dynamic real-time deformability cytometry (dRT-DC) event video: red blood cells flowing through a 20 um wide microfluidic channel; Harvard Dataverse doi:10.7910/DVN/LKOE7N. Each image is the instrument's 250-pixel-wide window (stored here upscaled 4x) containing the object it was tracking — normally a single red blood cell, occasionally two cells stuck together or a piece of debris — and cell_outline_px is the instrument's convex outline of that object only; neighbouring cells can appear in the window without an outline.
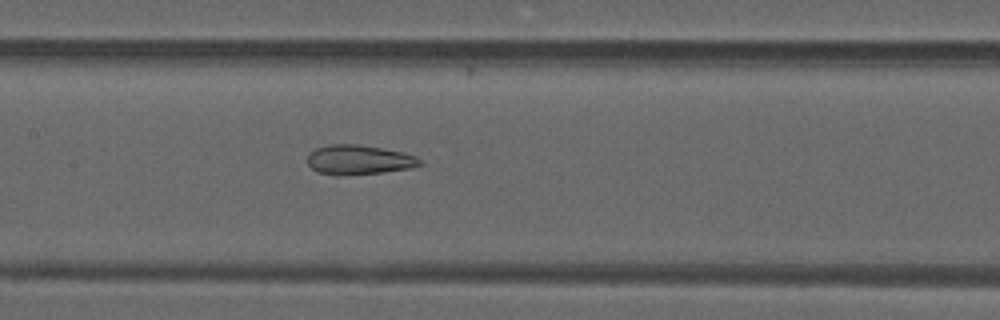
{"species": "common noctule bat (a hibernating species)", "species_latin": "Nyctalus noctula", "temperature_condition": "warm", "stored_images_in_passage": 29, "camera_frame_rate_fps": 3000, "um_per_image_px": 0.085, "animal": {"sex": "male", "forearm_length_mm": 52.5}, "frame": {"image": 1, "passage_image": 11, "time_ms": 3.333, "image_size_px": [1000, 320], "cell_outline_px": [[424, 164], [408, 168], [380, 172], [340, 176], [336, 176], [320, 172], [312, 168], [308, 164], [308, 152], [316, 148], [332, 144], [360, 144], [404, 152], [416, 156]], "centroid_in_image_um": [30.49, 13.57], "position_along_channel_um": 176.9, "area_um2": 19.36}}
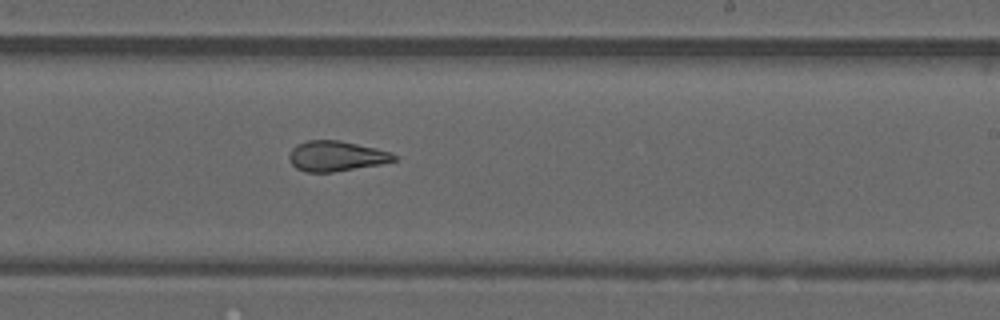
{"frame": {"image": 2, "passage_image": 17, "time_ms": 5.333, "image_size_px": [1000, 320], "cell_outline_px": [[396, 160], [380, 164], [332, 172], [304, 172], [296, 168], [288, 160], [288, 156], [292, 148], [296, 144], [308, 140], [340, 140], [376, 148], [392, 152], [396, 156]], "centroid_in_image_um": [28.54, 13.26], "position_along_channel_um": 260.5, "area_um2": 18.55}}
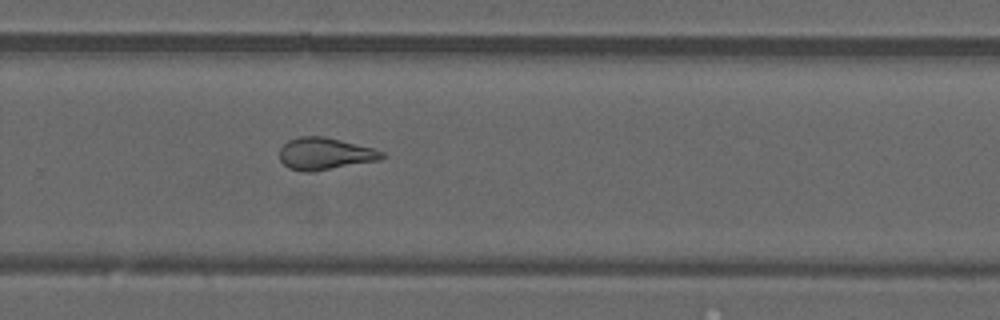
{"frame": {"image": 3, "passage_image": 20, "time_ms": 6.333, "image_size_px": [1000, 320], "cell_outline_px": [[384, 156], [380, 160], [312, 172], [304, 172], [288, 168], [280, 160], [280, 148], [288, 140], [300, 136], [324, 136], [372, 148], [384, 152]], "centroid_in_image_um": [27.6, 13.07], "position_along_channel_um": 302.2, "area_um2": 19.07}, "authors_computed_cell_mechanics": {"area_um2": 19.1318, "velocity_mm_per_s": 4.1958, "shape_relaxation_time_tau1_ms": null, "shape_relaxation_time_tau2_ms": 1.934, "deformation_change_tau1": null, "deformation_change_tau2": 0.1026}}